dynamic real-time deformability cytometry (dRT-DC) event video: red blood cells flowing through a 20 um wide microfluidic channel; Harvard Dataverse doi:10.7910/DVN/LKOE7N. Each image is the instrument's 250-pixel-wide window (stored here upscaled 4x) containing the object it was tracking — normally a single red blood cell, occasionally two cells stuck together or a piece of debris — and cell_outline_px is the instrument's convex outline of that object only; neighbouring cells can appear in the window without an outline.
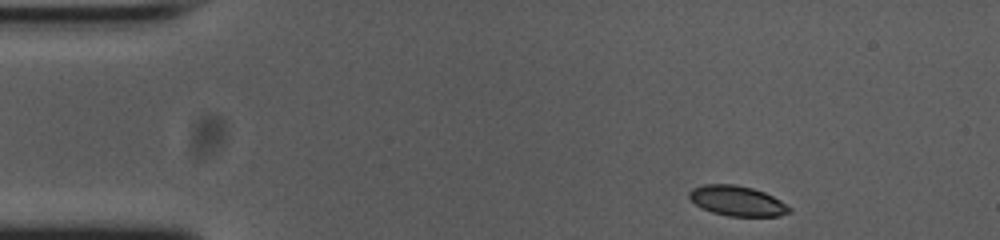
{"species": "common noctule bat (a hibernating species)", "species_latin": "Nyctalus noctula", "temperature_condition": "cold", "stored_images_in_passage": 48, "camera_frame_rate_fps": 3000, "um_per_image_px": 0.085, "animal": {"sex": "female", "body_mass_g": 23.0, "forearm_length_mm": 53.4}, "frame": {"image": 1, "passage_image": 1, "time_ms": 0.0, "image_size_px": [1000, 240], "cell_outline_px": [[792, 212], [780, 216], [728, 216], [712, 212], [696, 204], [688, 196], [688, 192], [692, 188], [704, 184], [732, 184], [752, 188], [764, 192], [780, 200], [792, 208]], "centroid_in_image_um": [62.68, 17.08], "position_along_channel_um": 22.3, "area_um2": 17.51}}
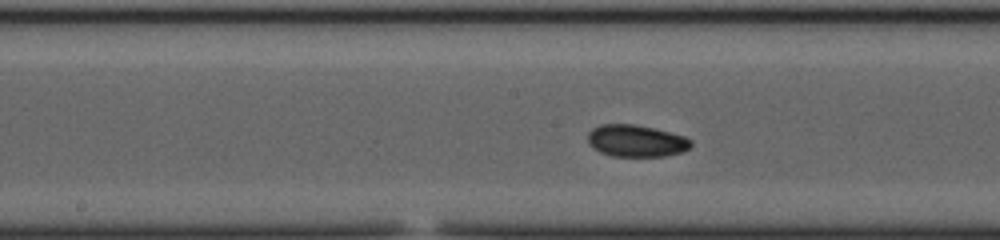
{"frame": {"image": 2, "passage_image": 21, "time_ms": 6.667, "image_size_px": [1000, 240], "cell_outline_px": [[692, 144], [684, 152], [664, 156], [612, 156], [600, 152], [592, 148], [588, 144], [588, 132], [592, 128], [600, 124], [636, 124], [684, 136], [692, 140]], "centroid_in_image_um": [54.05, 11.97], "position_along_channel_um": 194.2, "area_um2": 19.31}}
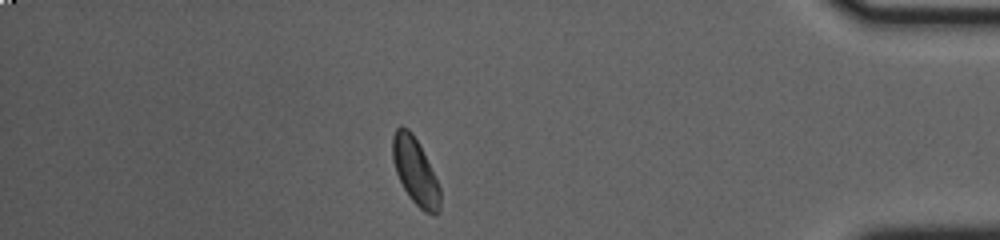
{"frame": {"image": 3, "passage_image": 41, "time_ms": 13.333, "image_size_px": [1000, 240], "cell_outline_px": [[440, 212], [436, 216], [432, 216], [424, 212], [408, 196], [396, 172], [392, 160], [392, 136], [396, 128], [400, 124], [408, 128], [412, 132], [440, 188]], "centroid_in_image_um": [35.28, 14.58], "position_along_channel_um": 399.9, "area_um2": 18.26}, "authors_computed_cell_mechanics": {"area_um2": 18.3226, "velocity_mm_per_s": 3.7124, "shape_relaxation_time_tau1_ms": 2.7081, "shape_relaxation_time_tau2_ms": 3.142, "deformation_change_tau1": 0.0757, "deformation_change_tau2": 0.0521}}